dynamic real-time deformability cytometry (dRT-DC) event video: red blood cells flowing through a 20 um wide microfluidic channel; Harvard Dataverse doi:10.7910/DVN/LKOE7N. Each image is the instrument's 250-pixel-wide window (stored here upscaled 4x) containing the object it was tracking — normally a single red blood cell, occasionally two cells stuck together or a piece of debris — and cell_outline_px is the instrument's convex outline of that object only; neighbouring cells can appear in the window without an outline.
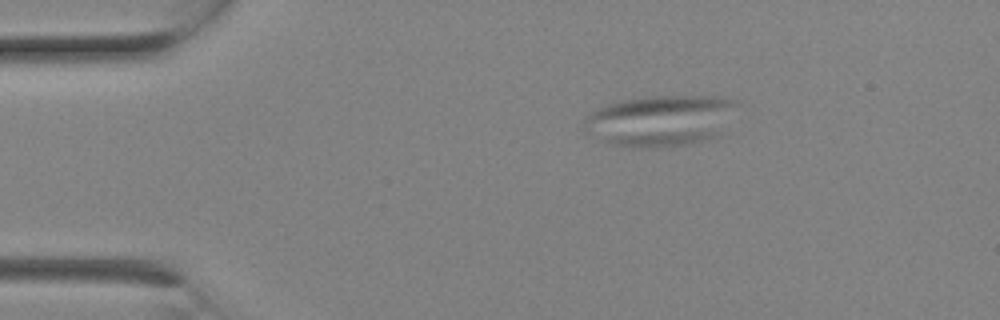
{"species": "Egyptian fruit bat (a non-hibernating species)", "species_latin": "Rousettus aegyptiacus", "temperature_condition": "room temperature", "stored_images_in_passage": 2, "camera_frame_rate_fps": 3000, "um_per_image_px": 0.085, "animal": {"sex": "female"}, "frame": {"image": 1, "passage_image": 2, "time_ms": 0.333, "image_size_px": [1000, 320], "cell_outline_px": [[740, 100], [712, 136], [704, 140], [688, 144], [616, 144], [604, 140], [588, 132], [584, 128], [584, 116], [608, 104], [620, 100], [652, 96], [724, 96]], "centroid_in_image_um": [56.1, 10.16], "position_along_channel_um": 28.9, "area_um2": 43.12}}